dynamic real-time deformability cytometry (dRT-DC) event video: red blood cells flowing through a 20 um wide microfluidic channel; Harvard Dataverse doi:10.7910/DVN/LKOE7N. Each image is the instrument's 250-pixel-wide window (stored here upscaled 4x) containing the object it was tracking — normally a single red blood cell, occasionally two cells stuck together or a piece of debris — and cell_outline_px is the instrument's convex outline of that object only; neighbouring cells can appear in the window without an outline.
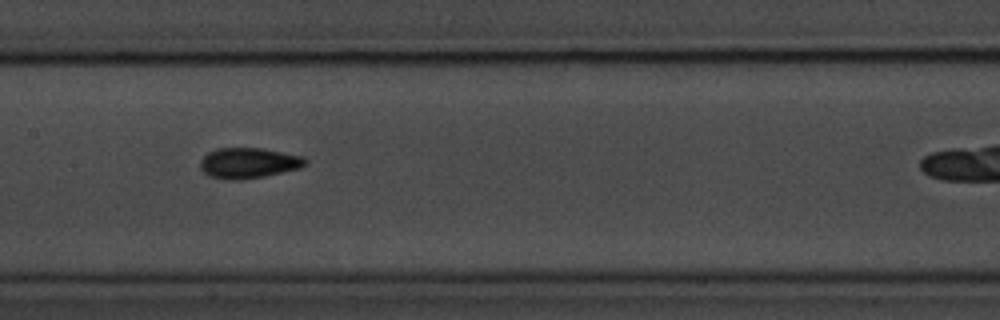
{"species": "common noctule bat (a hibernating species)", "species_latin": "Nyctalus noctula", "temperature_condition": "room temperature", "stored_images_in_passage": 17, "camera_frame_rate_fps": 3000, "um_per_image_px": 0.085, "animal": {"sex": "male", "body_mass_g": 20.1, "forearm_length_mm": 53.5}, "frame": {"image": 1, "passage_image": 6, "time_ms": 5.667, "image_size_px": [1000, 320], "cell_outline_px": [[308, 164], [300, 168], [264, 176], [240, 180], [228, 180], [208, 176], [200, 168], [200, 160], [208, 152], [216, 148], [264, 148], [304, 156], [308, 160]], "centroid_in_image_um": [21.14, 13.85], "position_along_channel_um": 186.3, "area_um2": 18.96}}